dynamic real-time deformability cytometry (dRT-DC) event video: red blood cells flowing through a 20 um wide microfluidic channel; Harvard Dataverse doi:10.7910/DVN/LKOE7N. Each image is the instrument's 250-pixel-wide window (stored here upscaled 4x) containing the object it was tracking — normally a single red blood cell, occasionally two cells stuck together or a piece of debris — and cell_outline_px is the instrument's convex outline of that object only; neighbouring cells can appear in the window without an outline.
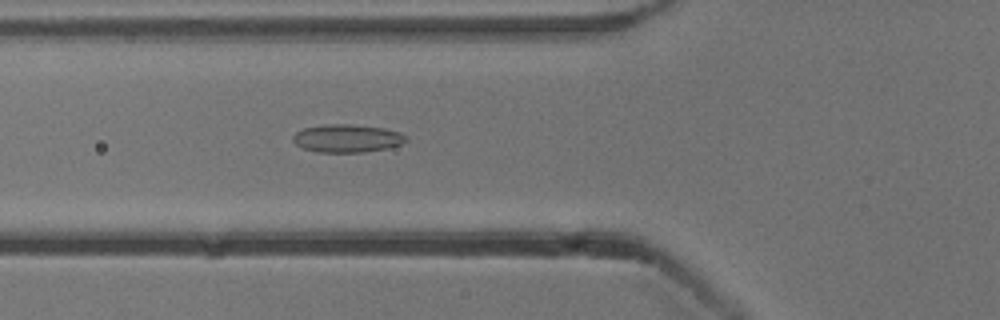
{"species": "common noctule bat (a hibernating species)", "species_latin": "Nyctalus noctula", "temperature_condition": "cold", "stored_images_in_passage": 43, "camera_frame_rate_fps": 3000, "um_per_image_px": 0.085, "animal": {"sex": "male", "body_mass_g": 13.3}, "frame": {"image": 1, "passage_image": 9, "time_ms": 2.667, "image_size_px": [1000, 320], "cell_outline_px": [[408, 140], [400, 144], [388, 148], [364, 152], [316, 152], [304, 148], [296, 144], [292, 140], [292, 136], [296, 132], [304, 128], [324, 124], [352, 124], [384, 128], [400, 132], [408, 136]], "centroid_in_image_um": [29.52, 11.75], "position_along_channel_um": 96.3, "area_um2": 18.55}}
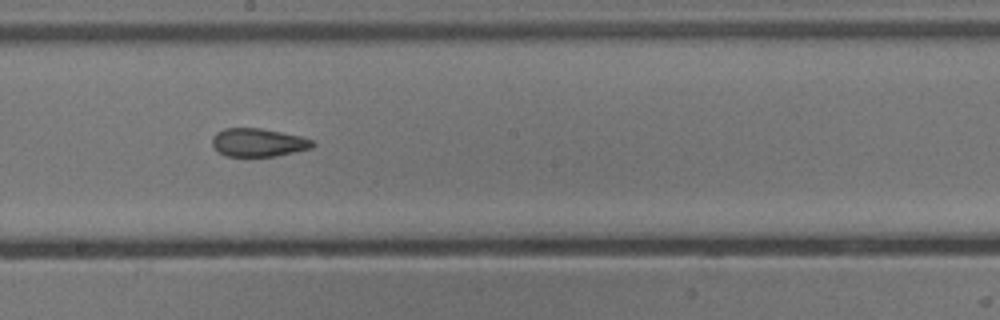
{"frame": {"image": 2, "passage_image": 19, "time_ms": 6.0, "image_size_px": [1000, 320], "cell_outline_px": [[316, 144], [312, 148], [276, 156], [224, 156], [216, 152], [212, 144], [212, 136], [216, 132], [224, 128], [260, 128], [300, 136], [312, 140]], "centroid_in_image_um": [21.91, 12.12], "position_along_channel_um": 226.3, "area_um2": 16.65}}
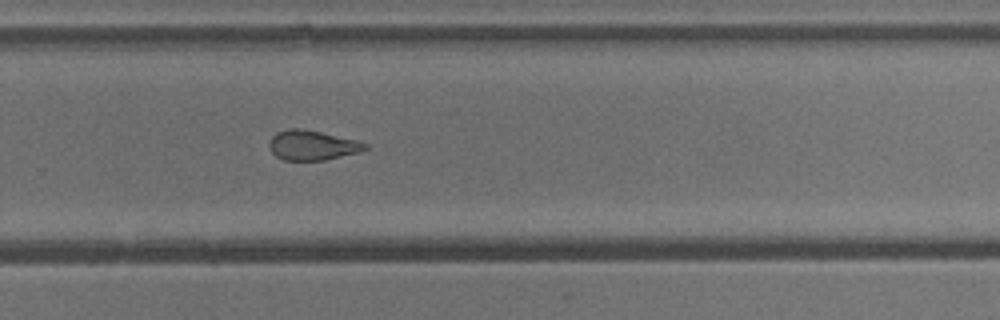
{"frame": {"image": 3, "passage_image": 25, "time_ms": 8.0, "image_size_px": [1000, 320], "cell_outline_px": [[368, 148], [360, 152], [324, 160], [284, 160], [276, 156], [268, 148], [268, 144], [272, 136], [276, 132], [288, 128], [304, 128], [360, 140], [368, 144]], "centroid_in_image_um": [26.56, 12.33], "position_along_channel_um": 303.2, "area_um2": 16.99}, "authors_computed_cell_mechanics": {"area_um2": 17.8024, "velocity_mm_per_s": 3.8784, "shape_relaxation_time_tau1_ms": null, "shape_relaxation_time_tau2_ms": 2.4429, "deformation_change_tau1": null, "deformation_change_tau2": 0.0984}}